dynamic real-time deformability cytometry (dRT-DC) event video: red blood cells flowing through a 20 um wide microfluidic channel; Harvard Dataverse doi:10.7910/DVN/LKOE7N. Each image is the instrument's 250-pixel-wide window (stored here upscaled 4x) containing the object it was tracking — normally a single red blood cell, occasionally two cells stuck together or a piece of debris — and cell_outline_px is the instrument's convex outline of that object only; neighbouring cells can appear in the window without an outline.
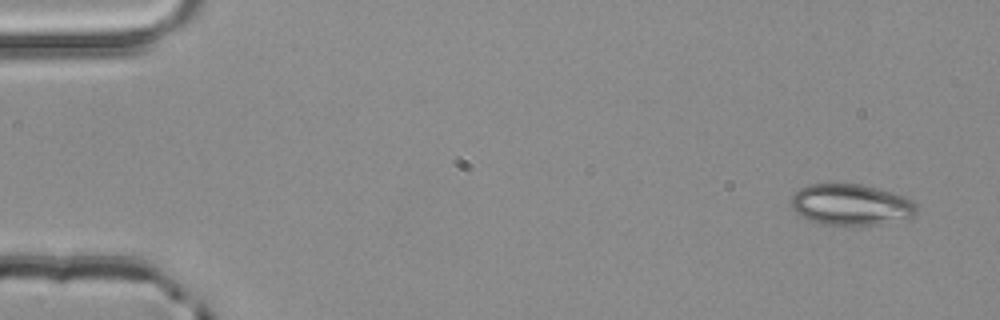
{"species": "common noctule bat (a hibernating species)", "species_latin": "Nyctalus noctula", "temperature_condition": "room temperature", "stored_images_in_passage": 4, "camera_frame_rate_fps": 3000, "um_per_image_px": 0.085, "animal": {"sex": "male", "body_mass_g": 20.4}, "frame": {"image": 1, "passage_image": 1, "time_ms": 0.0, "image_size_px": [1000, 320], "cell_outline_px": [[916, 212], [912, 216], [880, 224], [824, 224], [808, 220], [800, 216], [788, 204], [792, 196], [800, 188], [808, 184], [860, 184], [892, 192], [904, 196], [912, 200], [916, 204]], "centroid_in_image_um": [72.28, 17.38], "position_along_channel_um": 12.7, "area_um2": 29.82}}